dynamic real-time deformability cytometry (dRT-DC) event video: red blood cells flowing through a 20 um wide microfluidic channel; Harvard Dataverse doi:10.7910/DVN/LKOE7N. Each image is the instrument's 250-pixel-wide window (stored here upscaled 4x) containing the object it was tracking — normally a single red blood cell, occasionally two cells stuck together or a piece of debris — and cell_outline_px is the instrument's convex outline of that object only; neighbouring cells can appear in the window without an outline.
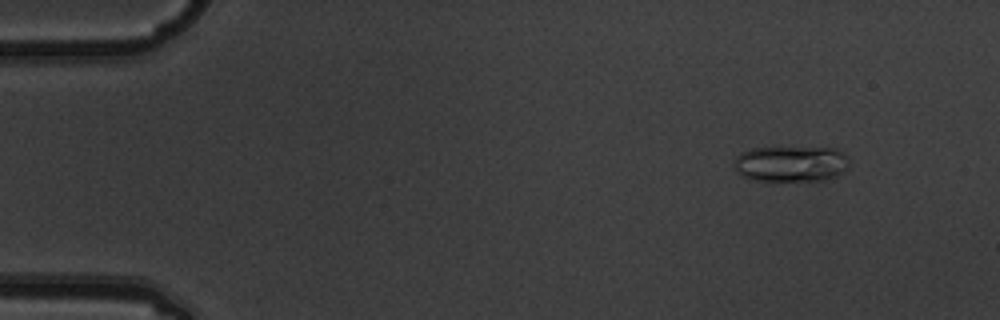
{"species": "common noctule bat (a hibernating species)", "species_latin": "Nyctalus noctula", "temperature_condition": "warm", "stored_images_in_passage": 5, "camera_frame_rate_fps": 3000, "um_per_image_px": 0.085, "animal": {"sex": "male", "body_mass_g": 19.5, "forearm_length_mm": 54.6}, "frame": {"image": 1, "passage_image": 2, "time_ms": 0.333, "image_size_px": [1000, 320], "cell_outline_px": [[848, 168], [844, 172], [836, 176], [824, 180], [752, 180], [740, 176], [736, 172], [732, 164], [736, 156], [740, 152], [752, 148], [836, 148], [844, 152], [848, 156]], "centroid_in_image_um": [67.21, 13.92], "position_along_channel_um": 17.8, "area_um2": 24.33}}